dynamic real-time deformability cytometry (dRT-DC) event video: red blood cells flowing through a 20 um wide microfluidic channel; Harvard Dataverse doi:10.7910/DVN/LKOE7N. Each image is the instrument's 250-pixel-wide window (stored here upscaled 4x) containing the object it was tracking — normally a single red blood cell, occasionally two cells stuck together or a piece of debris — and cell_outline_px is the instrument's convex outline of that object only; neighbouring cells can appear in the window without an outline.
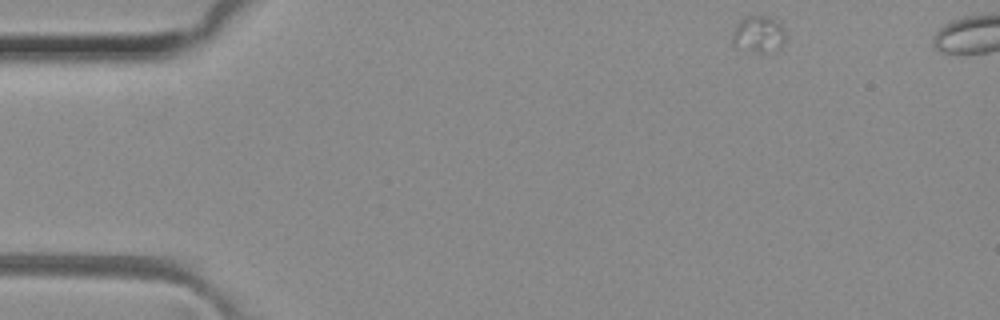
{"species": "common noctule bat (a hibernating species)", "species_latin": "Nyctalus noctula", "temperature_condition": "room temperature", "stored_images_in_passage": 21, "camera_frame_rate_fps": 3000, "um_per_image_px": 0.085, "animal": {"sex": "female", "body_mass_g": 29.2, "forearm_length_mm": 56.3}, "frame": {"image": 1, "passage_image": 1, "time_ms": 0.0, "image_size_px": [1000, 320], "cell_outline_px": [[784, 44], [780, 48], [764, 52], [756, 52], [732, 48], [732, 32], [736, 24], [744, 16], [756, 12], [768, 16], [776, 20], [780, 24], [784, 32]], "centroid_in_image_um": [64.41, 2.87], "position_along_channel_um": 20.6, "area_um2": 11.91}}